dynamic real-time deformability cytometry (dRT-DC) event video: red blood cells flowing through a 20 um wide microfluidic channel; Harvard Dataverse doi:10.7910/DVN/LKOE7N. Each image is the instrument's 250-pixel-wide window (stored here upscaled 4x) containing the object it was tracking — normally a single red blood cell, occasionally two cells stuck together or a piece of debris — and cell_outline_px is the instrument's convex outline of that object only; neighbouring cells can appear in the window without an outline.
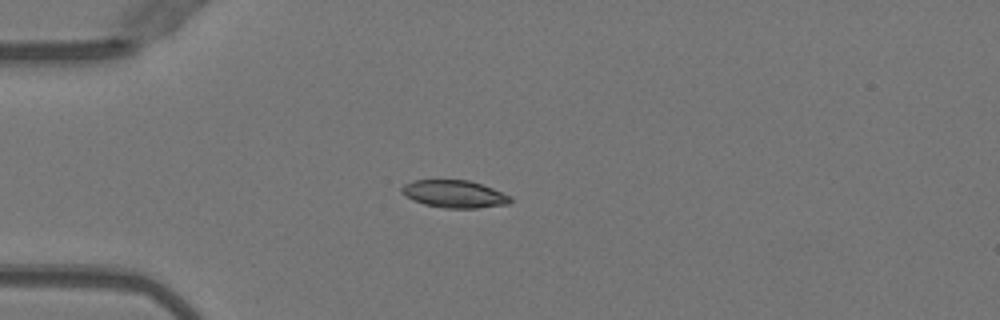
{"species": "Egyptian fruit bat (a non-hibernating species)", "species_latin": "Rousettus aegyptiacus", "temperature_condition": "warm", "stored_images_in_passage": 38, "camera_frame_rate_fps": 3000, "um_per_image_px": 0.085, "animal": {"sex": "female"}, "frame": {"image": 1, "passage_image": 1, "time_ms": 0.0, "image_size_px": [1000, 320], "cell_outline_px": [[512, 200], [508, 204], [476, 208], [444, 208], [424, 204], [404, 196], [400, 192], [400, 188], [404, 184], [412, 180], [468, 180], [492, 188], [512, 196]], "centroid_in_image_um": [38.59, 16.49], "position_along_channel_um": 46.4, "area_um2": 17.46}}
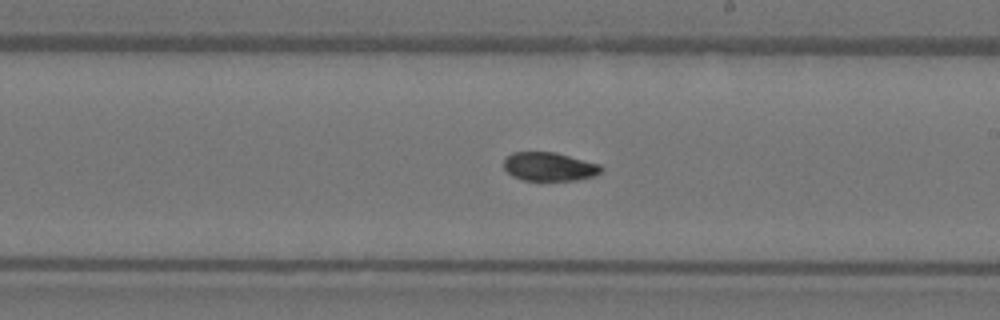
{"frame": {"image": 2, "passage_image": 17, "time_ms": 5.333, "image_size_px": [1000, 320], "cell_outline_px": [[604, 168], [596, 176], [576, 180], [524, 180], [512, 176], [504, 168], [504, 160], [512, 152], [556, 152], [600, 164]], "centroid_in_image_um": [46.72, 14.16], "position_along_channel_um": 242.3, "area_um2": 16.3}}
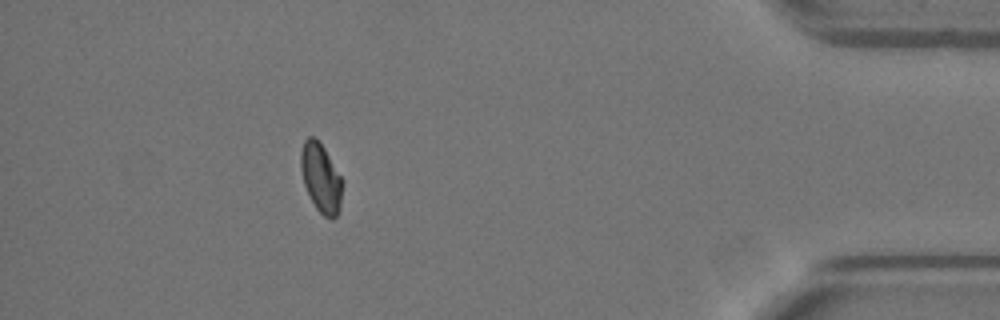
{"frame": {"image": 3, "passage_image": 33, "time_ms": 10.667, "image_size_px": [1000, 320], "cell_outline_px": [[344, 184], [340, 208], [336, 216], [332, 220], [324, 216], [316, 208], [304, 184], [300, 168], [300, 152], [304, 140], [308, 136], [316, 136], [324, 148], [344, 180]], "centroid_in_image_um": [27.3, 15.1], "position_along_channel_um": 407.9, "area_um2": 17.05}, "authors_computed_cell_mechanics": {"area_um2": 16.9643, "velocity_mm_per_s": 4.0386, "shape_relaxation_time_tau1_ms": 5.3699, "shape_relaxation_time_tau2_ms": 4.1, "deformation_change_tau1": 0.1623, "deformation_change_tau2": 0.0698}}